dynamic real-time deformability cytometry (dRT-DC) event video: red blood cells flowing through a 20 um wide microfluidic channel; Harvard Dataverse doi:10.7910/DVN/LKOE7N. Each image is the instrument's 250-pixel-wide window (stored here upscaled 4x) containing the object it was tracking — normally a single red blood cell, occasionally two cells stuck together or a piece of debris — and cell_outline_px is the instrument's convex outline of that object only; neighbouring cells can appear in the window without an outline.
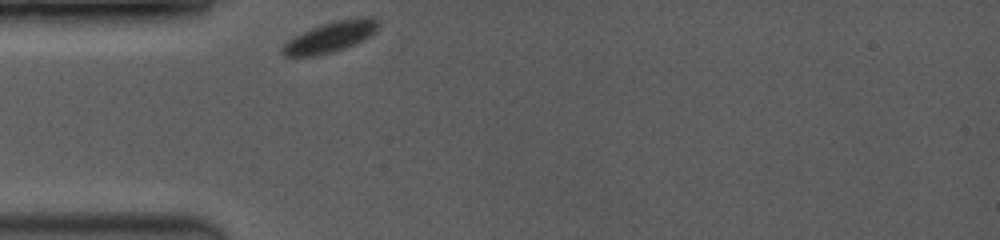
{"species": "common noctule bat (a hibernating species)", "species_latin": "Nyctalus noctula", "temperature_condition": "room temperature", "stored_images_in_passage": 26, "camera_frame_rate_fps": 3500, "um_per_image_px": 0.085, "animal": {"sex": "female", "body_mass_g": 19.0, "forearm_length_mm": 53.3}, "frame": {"image": 1, "passage_image": 1, "time_ms": 0.0, "image_size_px": [1000, 240], "cell_outline_px": [[380, 28], [372, 36], [356, 44], [332, 52], [316, 56], [284, 56], [280, 52], [280, 48], [292, 36], [320, 24], [336, 20], [364, 16], [368, 16], [376, 20], [380, 24]], "centroid_in_image_um": [28.1, 3.13], "position_along_channel_um": 56.9, "area_um2": 17.51}}
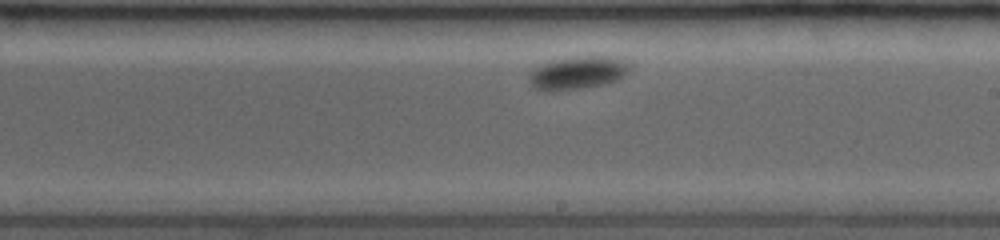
{"frame": {"image": 2, "passage_image": 15, "time_ms": 5.429, "image_size_px": [1000, 240], "cell_outline_px": [[628, 68], [616, 80], [604, 84], [584, 88], [548, 92], [532, 88], [528, 80], [528, 76], [536, 68], [552, 60], [576, 56], [624, 56], [628, 64]], "centroid_in_image_um": [49.07, 6.18], "position_along_channel_um": 239.9, "area_um2": 19.42}}
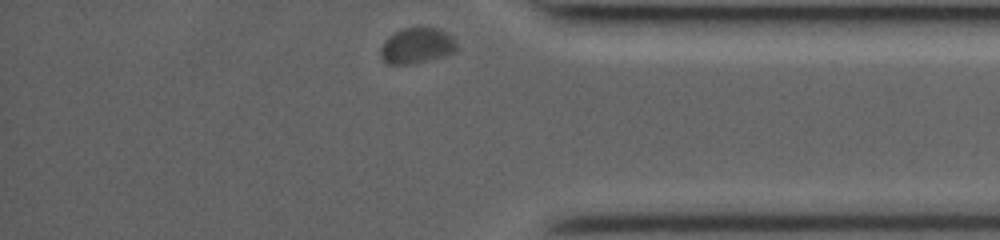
{"frame": {"image": 3, "passage_image": 26, "time_ms": 10.0, "image_size_px": [1000, 240], "cell_outline_px": [[456, 48], [452, 52], [444, 56], [408, 64], [384, 64], [380, 56], [380, 48], [388, 36], [404, 28], [440, 28], [448, 32], [456, 40]], "centroid_in_image_um": [35.41, 3.88], "position_along_channel_um": 399.8, "area_um2": 15.78}}